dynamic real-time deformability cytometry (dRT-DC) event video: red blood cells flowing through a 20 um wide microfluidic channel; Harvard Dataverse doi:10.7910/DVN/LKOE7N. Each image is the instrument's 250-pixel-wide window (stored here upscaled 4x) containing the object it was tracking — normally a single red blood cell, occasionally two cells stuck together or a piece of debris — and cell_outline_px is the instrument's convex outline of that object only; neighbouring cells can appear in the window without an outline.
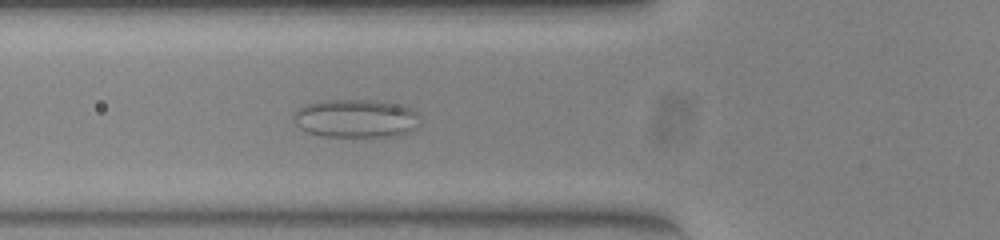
{"species": "common noctule bat (a hibernating species)", "species_latin": "Nyctalus noctula", "temperature_condition": "warm", "stored_images_in_passage": 42, "camera_frame_rate_fps": 3000, "um_per_image_px": 0.085, "animal": {"sex": "female", "body_mass_g": 23.0, "forearm_length_mm": 53.4}, "frame": {"image": 1, "passage_image": 12, "time_ms": 3.667, "image_size_px": [1000, 240], "cell_outline_px": [[420, 124], [408, 132], [384, 136], [320, 136], [308, 132], [300, 128], [296, 124], [292, 116], [304, 104], [324, 100], [372, 100], [396, 104], [408, 108], [416, 112]], "centroid_in_image_um": [30.2, 10.06], "position_along_channel_um": 95.6, "area_um2": 27.86}}
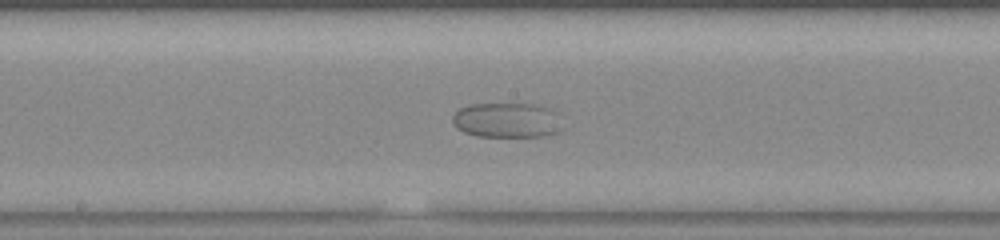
{"frame": {"image": 2, "passage_image": 21, "time_ms": 6.667, "image_size_px": [1000, 240], "cell_outline_px": [[564, 128], [556, 132], [544, 136], [480, 136], [464, 132], [452, 120], [452, 116], [460, 108], [472, 104], [536, 104], [556, 112]], "centroid_in_image_um": [43.13, 10.21], "position_along_channel_um": 205.1, "area_um2": 22.14}}
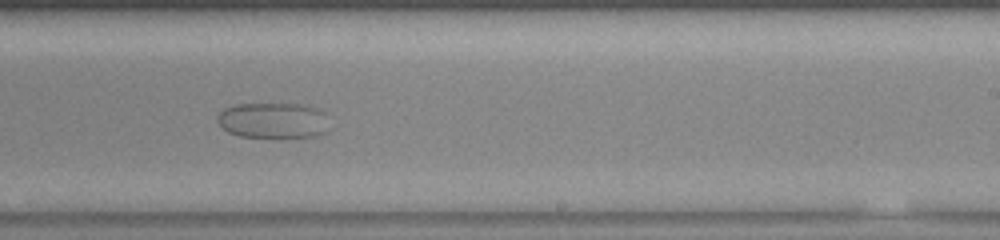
{"frame": {"image": 3, "passage_image": 26, "time_ms": 8.333, "image_size_px": [1000, 240], "cell_outline_px": [[324, 132], [316, 136], [280, 140], [276, 140], [240, 136], [228, 132], [220, 124], [220, 112], [224, 108], [236, 104], [300, 104], [320, 108], [324, 112]], "centroid_in_image_um": [23.21, 10.28], "position_along_channel_um": 265.8, "area_um2": 23.64}}